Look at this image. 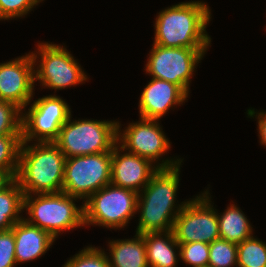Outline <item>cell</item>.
I'll return each mask as SVG.
<instances>
[{"instance_id": "6da1fadb", "label": "cell", "mask_w": 266, "mask_h": 267, "mask_svg": "<svg viewBox=\"0 0 266 267\" xmlns=\"http://www.w3.org/2000/svg\"><path fill=\"white\" fill-rule=\"evenodd\" d=\"M211 11L205 2L190 1L172 5L155 19L154 43L170 48L208 49L211 43L206 26Z\"/></svg>"}, {"instance_id": "7a4b0ae2", "label": "cell", "mask_w": 266, "mask_h": 267, "mask_svg": "<svg viewBox=\"0 0 266 267\" xmlns=\"http://www.w3.org/2000/svg\"><path fill=\"white\" fill-rule=\"evenodd\" d=\"M180 166L159 168L138 193L137 212L140 211L141 215L136 233L143 235L173 230L177 215L187 203L175 205Z\"/></svg>"}, {"instance_id": "3957f363", "label": "cell", "mask_w": 266, "mask_h": 267, "mask_svg": "<svg viewBox=\"0 0 266 267\" xmlns=\"http://www.w3.org/2000/svg\"><path fill=\"white\" fill-rule=\"evenodd\" d=\"M66 157L54 142H22L15 180L24 194L62 192Z\"/></svg>"}, {"instance_id": "277c9868", "label": "cell", "mask_w": 266, "mask_h": 267, "mask_svg": "<svg viewBox=\"0 0 266 267\" xmlns=\"http://www.w3.org/2000/svg\"><path fill=\"white\" fill-rule=\"evenodd\" d=\"M34 196V197H33ZM76 197L66 193L24 194V210L28 223L57 238L63 231L84 225L83 205L75 204ZM75 200V201H74Z\"/></svg>"}, {"instance_id": "5b68a950", "label": "cell", "mask_w": 266, "mask_h": 267, "mask_svg": "<svg viewBox=\"0 0 266 267\" xmlns=\"http://www.w3.org/2000/svg\"><path fill=\"white\" fill-rule=\"evenodd\" d=\"M62 125L54 143L66 158L112 152L117 144L118 122L100 120H71Z\"/></svg>"}, {"instance_id": "8992f818", "label": "cell", "mask_w": 266, "mask_h": 267, "mask_svg": "<svg viewBox=\"0 0 266 267\" xmlns=\"http://www.w3.org/2000/svg\"><path fill=\"white\" fill-rule=\"evenodd\" d=\"M138 193L107 184L84 201V225L124 228L137 212Z\"/></svg>"}, {"instance_id": "52a82bcc", "label": "cell", "mask_w": 266, "mask_h": 267, "mask_svg": "<svg viewBox=\"0 0 266 267\" xmlns=\"http://www.w3.org/2000/svg\"><path fill=\"white\" fill-rule=\"evenodd\" d=\"M111 183V152L66 158L62 191L86 201Z\"/></svg>"}, {"instance_id": "ba28073f", "label": "cell", "mask_w": 266, "mask_h": 267, "mask_svg": "<svg viewBox=\"0 0 266 267\" xmlns=\"http://www.w3.org/2000/svg\"><path fill=\"white\" fill-rule=\"evenodd\" d=\"M38 52H31L34 63L39 58V65L34 70L35 81H39L45 88L61 90L87 80V75L78 65L69 51L56 44L38 43Z\"/></svg>"}, {"instance_id": "9c48e42d", "label": "cell", "mask_w": 266, "mask_h": 267, "mask_svg": "<svg viewBox=\"0 0 266 267\" xmlns=\"http://www.w3.org/2000/svg\"><path fill=\"white\" fill-rule=\"evenodd\" d=\"M207 49L170 48L153 44L146 64L152 78L178 85L187 95L193 72Z\"/></svg>"}, {"instance_id": "30bf717a", "label": "cell", "mask_w": 266, "mask_h": 267, "mask_svg": "<svg viewBox=\"0 0 266 267\" xmlns=\"http://www.w3.org/2000/svg\"><path fill=\"white\" fill-rule=\"evenodd\" d=\"M70 115L69 105L59 96L38 98L22 113V142H54Z\"/></svg>"}, {"instance_id": "8fae6325", "label": "cell", "mask_w": 266, "mask_h": 267, "mask_svg": "<svg viewBox=\"0 0 266 267\" xmlns=\"http://www.w3.org/2000/svg\"><path fill=\"white\" fill-rule=\"evenodd\" d=\"M209 190L187 201L177 215L173 232L178 243H212L220 238L217 211L211 205Z\"/></svg>"}, {"instance_id": "7c38bea8", "label": "cell", "mask_w": 266, "mask_h": 267, "mask_svg": "<svg viewBox=\"0 0 266 267\" xmlns=\"http://www.w3.org/2000/svg\"><path fill=\"white\" fill-rule=\"evenodd\" d=\"M117 143L111 152V183L115 186L131 189L140 193L159 168H173L181 165V159H166L161 163H152L139 155L124 152Z\"/></svg>"}, {"instance_id": "4fadbf2b", "label": "cell", "mask_w": 266, "mask_h": 267, "mask_svg": "<svg viewBox=\"0 0 266 267\" xmlns=\"http://www.w3.org/2000/svg\"><path fill=\"white\" fill-rule=\"evenodd\" d=\"M158 121L140 118L138 122L128 124L123 131L118 121L117 143L122 151L139 155L152 163L160 161L159 158L169 150L170 142Z\"/></svg>"}, {"instance_id": "5bb4252c", "label": "cell", "mask_w": 266, "mask_h": 267, "mask_svg": "<svg viewBox=\"0 0 266 267\" xmlns=\"http://www.w3.org/2000/svg\"><path fill=\"white\" fill-rule=\"evenodd\" d=\"M35 64L30 53L0 63V100L11 102L22 111L34 94Z\"/></svg>"}, {"instance_id": "9a60e30c", "label": "cell", "mask_w": 266, "mask_h": 267, "mask_svg": "<svg viewBox=\"0 0 266 267\" xmlns=\"http://www.w3.org/2000/svg\"><path fill=\"white\" fill-rule=\"evenodd\" d=\"M188 95L176 84L152 78L141 93L140 118L160 120L173 105H181Z\"/></svg>"}, {"instance_id": "2e32d148", "label": "cell", "mask_w": 266, "mask_h": 267, "mask_svg": "<svg viewBox=\"0 0 266 267\" xmlns=\"http://www.w3.org/2000/svg\"><path fill=\"white\" fill-rule=\"evenodd\" d=\"M15 238L16 265L44 255L55 241L47 231L28 223L25 219L12 227Z\"/></svg>"}, {"instance_id": "e0dca14e", "label": "cell", "mask_w": 266, "mask_h": 267, "mask_svg": "<svg viewBox=\"0 0 266 267\" xmlns=\"http://www.w3.org/2000/svg\"><path fill=\"white\" fill-rule=\"evenodd\" d=\"M142 236L145 239L149 267H176L178 257H180V253H176V249L180 250L173 230L146 233Z\"/></svg>"}, {"instance_id": "ac0fdd59", "label": "cell", "mask_w": 266, "mask_h": 267, "mask_svg": "<svg viewBox=\"0 0 266 267\" xmlns=\"http://www.w3.org/2000/svg\"><path fill=\"white\" fill-rule=\"evenodd\" d=\"M134 237L110 240L108 245L110 255H107L110 267H149L145 239L139 233Z\"/></svg>"}, {"instance_id": "d6986e66", "label": "cell", "mask_w": 266, "mask_h": 267, "mask_svg": "<svg viewBox=\"0 0 266 267\" xmlns=\"http://www.w3.org/2000/svg\"><path fill=\"white\" fill-rule=\"evenodd\" d=\"M220 238L239 244L252 237L253 227L235 204H230L222 215L218 214Z\"/></svg>"}, {"instance_id": "ffe728a7", "label": "cell", "mask_w": 266, "mask_h": 267, "mask_svg": "<svg viewBox=\"0 0 266 267\" xmlns=\"http://www.w3.org/2000/svg\"><path fill=\"white\" fill-rule=\"evenodd\" d=\"M24 209V192L14 180L0 192V230L12 229L14 224L22 220L19 215Z\"/></svg>"}, {"instance_id": "44dd1931", "label": "cell", "mask_w": 266, "mask_h": 267, "mask_svg": "<svg viewBox=\"0 0 266 267\" xmlns=\"http://www.w3.org/2000/svg\"><path fill=\"white\" fill-rule=\"evenodd\" d=\"M237 267H266V243L252 236L237 244Z\"/></svg>"}, {"instance_id": "7402d4cb", "label": "cell", "mask_w": 266, "mask_h": 267, "mask_svg": "<svg viewBox=\"0 0 266 267\" xmlns=\"http://www.w3.org/2000/svg\"><path fill=\"white\" fill-rule=\"evenodd\" d=\"M22 135H0V170L8 171L14 178L18 171Z\"/></svg>"}, {"instance_id": "603a6c76", "label": "cell", "mask_w": 266, "mask_h": 267, "mask_svg": "<svg viewBox=\"0 0 266 267\" xmlns=\"http://www.w3.org/2000/svg\"><path fill=\"white\" fill-rule=\"evenodd\" d=\"M237 267V244L218 238L209 244L208 267Z\"/></svg>"}, {"instance_id": "cb8c5ba5", "label": "cell", "mask_w": 266, "mask_h": 267, "mask_svg": "<svg viewBox=\"0 0 266 267\" xmlns=\"http://www.w3.org/2000/svg\"><path fill=\"white\" fill-rule=\"evenodd\" d=\"M22 113L15 104L0 100V135H22Z\"/></svg>"}, {"instance_id": "d4e9b609", "label": "cell", "mask_w": 266, "mask_h": 267, "mask_svg": "<svg viewBox=\"0 0 266 267\" xmlns=\"http://www.w3.org/2000/svg\"><path fill=\"white\" fill-rule=\"evenodd\" d=\"M62 267H110V264L103 249L87 246L67 260Z\"/></svg>"}, {"instance_id": "484cf974", "label": "cell", "mask_w": 266, "mask_h": 267, "mask_svg": "<svg viewBox=\"0 0 266 267\" xmlns=\"http://www.w3.org/2000/svg\"><path fill=\"white\" fill-rule=\"evenodd\" d=\"M180 259L192 267H208L209 244L205 242L179 243Z\"/></svg>"}, {"instance_id": "4316f807", "label": "cell", "mask_w": 266, "mask_h": 267, "mask_svg": "<svg viewBox=\"0 0 266 267\" xmlns=\"http://www.w3.org/2000/svg\"><path fill=\"white\" fill-rule=\"evenodd\" d=\"M43 0H0V20L23 17Z\"/></svg>"}, {"instance_id": "83f0119b", "label": "cell", "mask_w": 266, "mask_h": 267, "mask_svg": "<svg viewBox=\"0 0 266 267\" xmlns=\"http://www.w3.org/2000/svg\"><path fill=\"white\" fill-rule=\"evenodd\" d=\"M15 238L13 229L0 230V267H15Z\"/></svg>"}, {"instance_id": "f1b7e54d", "label": "cell", "mask_w": 266, "mask_h": 267, "mask_svg": "<svg viewBox=\"0 0 266 267\" xmlns=\"http://www.w3.org/2000/svg\"><path fill=\"white\" fill-rule=\"evenodd\" d=\"M247 114L249 117L256 116L258 119V132H259V138H260V143L261 145L266 146V111L263 112L261 111L260 113L255 112L254 109H248ZM256 114V115H255Z\"/></svg>"}, {"instance_id": "f546056e", "label": "cell", "mask_w": 266, "mask_h": 267, "mask_svg": "<svg viewBox=\"0 0 266 267\" xmlns=\"http://www.w3.org/2000/svg\"><path fill=\"white\" fill-rule=\"evenodd\" d=\"M15 178L6 170H0V192L7 188Z\"/></svg>"}]
</instances>
